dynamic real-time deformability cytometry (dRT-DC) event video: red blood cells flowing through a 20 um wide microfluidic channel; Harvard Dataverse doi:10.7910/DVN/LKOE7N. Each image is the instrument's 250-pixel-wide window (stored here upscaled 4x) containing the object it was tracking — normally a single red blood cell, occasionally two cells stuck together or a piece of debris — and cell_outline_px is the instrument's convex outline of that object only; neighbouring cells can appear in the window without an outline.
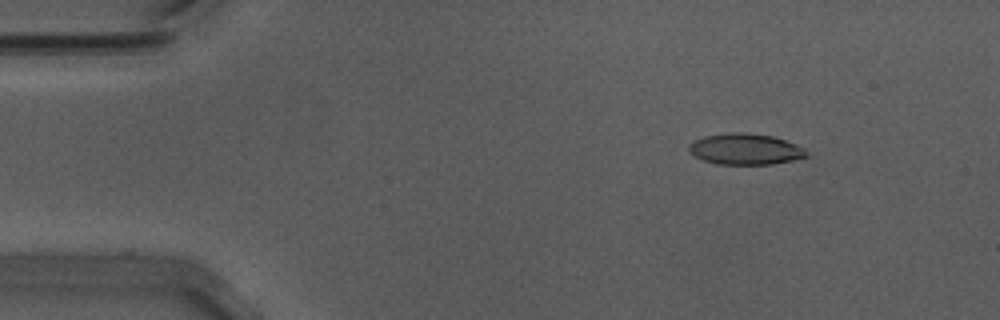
{"species": "Egyptian fruit bat (a non-hibernating species)", "species_latin": "Rousettus aegyptiacus", "temperature_condition": "warm", "stored_images_in_passage": 50, "camera_frame_rate_fps": 3000, "um_per_image_px": 0.085, "animal": {"sex": "male"}, "frame": {"image": 1, "passage_image": 2, "time_ms": 0.333, "image_size_px": [1000, 320], "cell_outline_px": [[808, 156], [792, 160], [772, 164], [716, 164], [704, 160], [688, 152], [688, 144], [704, 136], [728, 132], [744, 132], [772, 136], [796, 144], [804, 148], [808, 152]], "centroid_in_image_um": [63.34, 12.67], "position_along_channel_um": 21.7, "area_um2": 21.27}}
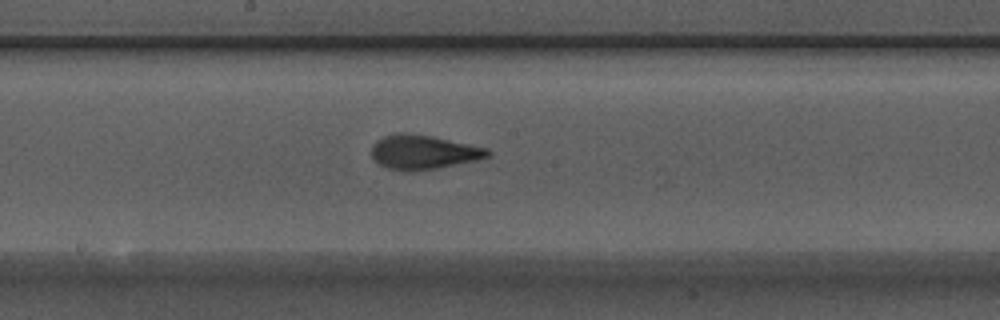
{"frame": {"image": 2, "passage_image": 24, "time_ms": 7.667, "image_size_px": [1000, 320], "cell_outline_px": [[492, 152], [488, 156], [476, 160], [436, 168], [388, 168], [380, 164], [372, 156], [372, 144], [376, 140], [384, 136], [396, 132], [408, 132], [432, 136], [488, 148]], "centroid_in_image_um": [36.0, 12.87], "position_along_channel_um": 212.2, "area_um2": 22.48}}
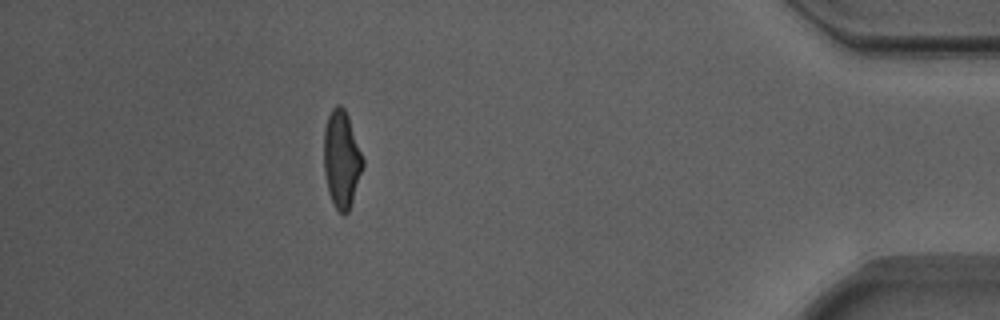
{"frame": {"image": 3, "passage_image": 44, "time_ms": 14.333, "image_size_px": [1000, 320], "cell_outline_px": [[364, 164], [348, 212], [344, 216], [336, 208], [328, 192], [324, 172], [324, 128], [328, 116], [332, 108], [336, 104], [340, 104], [344, 108], [348, 116], [364, 160]], "centroid_in_image_um": [29.02, 13.51], "position_along_channel_um": 406.2, "area_um2": 21.91}, "authors_computed_cell_mechanics": {"area_um2": 22.2241, "velocity_mm_per_s": 3.7191, "shape_relaxation_time_tau1_ms": 4.4301, "shape_relaxation_time_tau2_ms": 1.3387, "deformation_change_tau1": 0.1898, "deformation_change_tau2": 0.0844}}